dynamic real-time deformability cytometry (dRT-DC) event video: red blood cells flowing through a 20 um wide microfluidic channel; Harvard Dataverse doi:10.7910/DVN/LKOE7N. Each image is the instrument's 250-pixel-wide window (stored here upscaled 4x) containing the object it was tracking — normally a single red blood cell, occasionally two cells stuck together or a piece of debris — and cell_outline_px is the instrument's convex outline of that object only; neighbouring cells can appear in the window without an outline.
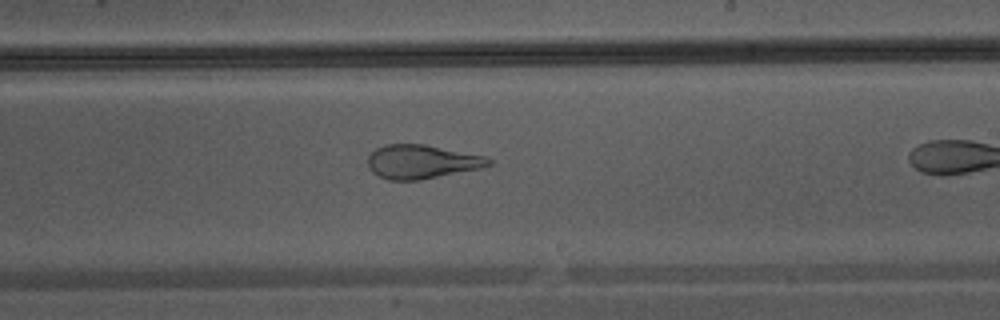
{"species": "Egyptian fruit bat (a non-hibernating species)", "species_latin": "Rousettus aegyptiacus", "temperature_condition": "warm", "stored_images_in_passage": 23, "camera_frame_rate_fps": 3000, "um_per_image_px": 0.085, "animal": {"sex": "male"}, "frame": {"image": 1, "passage_image": 14, "time_ms": 4.333, "image_size_px": [1000, 320], "cell_outline_px": [[492, 164], [484, 168], [416, 180], [388, 180], [372, 172], [368, 168], [368, 156], [376, 148], [384, 144], [424, 144], [484, 156], [492, 160]], "centroid_in_image_um": [35.83, 13.74], "position_along_channel_um": 253.2, "area_um2": 23.76}}